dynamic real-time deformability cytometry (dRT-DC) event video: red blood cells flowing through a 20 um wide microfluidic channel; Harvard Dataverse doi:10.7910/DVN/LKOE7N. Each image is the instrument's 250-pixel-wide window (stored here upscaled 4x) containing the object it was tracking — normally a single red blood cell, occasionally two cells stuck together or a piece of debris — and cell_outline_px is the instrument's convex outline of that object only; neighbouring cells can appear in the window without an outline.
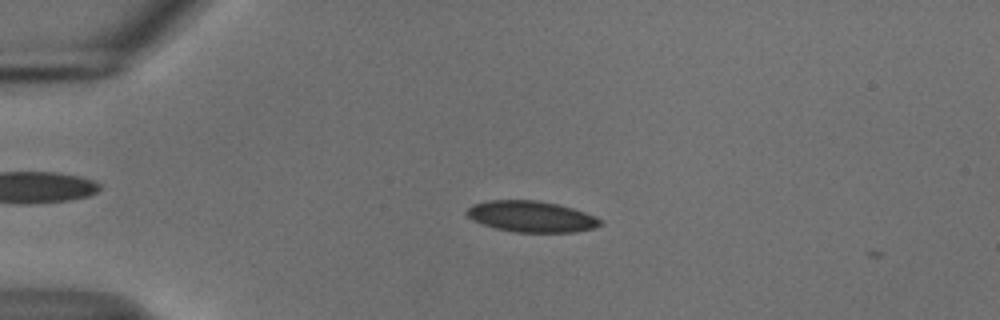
{"species": "common noctule bat (a hibernating species)", "species_latin": "Nyctalus noctula", "temperature_condition": "cold", "stored_images_in_passage": 8, "camera_frame_rate_fps": 3000, "um_per_image_px": 0.085, "animal": {"sex": "male", "body_mass_g": 18.8}, "frame": {"image": 1, "passage_image": 4, "time_ms": 1.0, "image_size_px": [1000, 320], "cell_outline_px": [[604, 224], [592, 228], [572, 232], [516, 232], [496, 228], [472, 220], [464, 212], [472, 204], [488, 200], [536, 200], [556, 204], [572, 208], [596, 216], [604, 220]], "centroid_in_image_um": [45.17, 18.4], "position_along_channel_um": 39.8, "area_um2": 24.16}}